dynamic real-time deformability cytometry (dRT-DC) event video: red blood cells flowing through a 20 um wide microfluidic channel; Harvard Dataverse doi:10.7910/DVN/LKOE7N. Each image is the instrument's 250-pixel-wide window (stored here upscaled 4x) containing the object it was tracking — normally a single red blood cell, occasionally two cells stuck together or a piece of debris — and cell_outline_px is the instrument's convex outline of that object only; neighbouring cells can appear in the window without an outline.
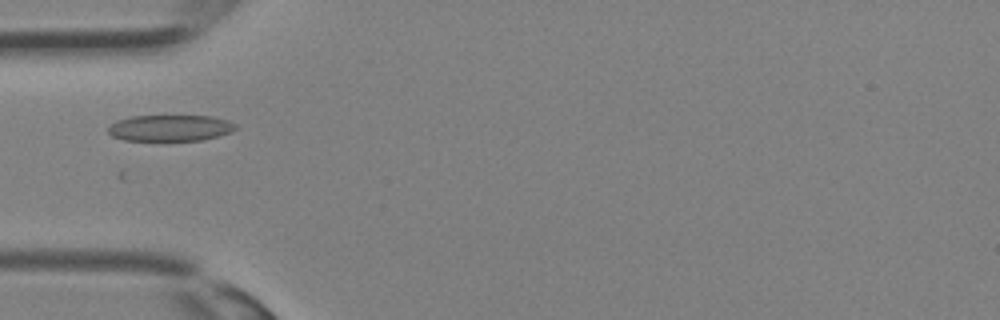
{"species": "Egyptian fruit bat (a non-hibernating species)", "species_latin": "Rousettus aegyptiacus", "temperature_condition": "room temperature", "stored_images_in_passage": 32, "camera_frame_rate_fps": 3000, "um_per_image_px": 0.085, "animal": {"sex": "female"}, "frame": {"image": 1, "passage_image": 10, "time_ms": 3.0, "image_size_px": [1000, 320], "cell_outline_px": [[236, 128], [228, 132], [216, 136], [200, 140], [124, 140], [112, 136], [108, 132], [108, 128], [116, 120], [132, 116], [212, 116], [228, 120], [236, 124]], "centroid_in_image_um": [14.43, 10.87], "position_along_channel_um": 70.6, "area_um2": 19.25}}
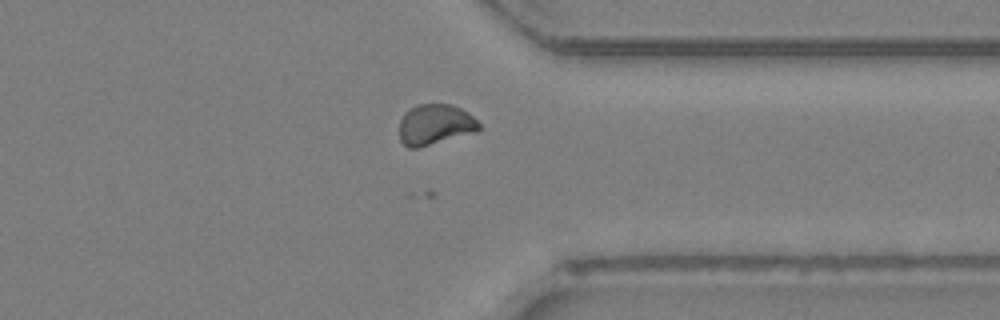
{"frame": {"image": 2, "passage_image": 25, "time_ms": 8.0, "image_size_px": [1000, 320], "cell_outline_px": [[480, 128], [476, 132], [416, 148], [408, 148], [400, 140], [400, 120], [404, 112], [416, 104], [452, 104], [468, 112], [480, 124]], "centroid_in_image_um": [36.97, 10.57], "position_along_channel_um": 374.4, "area_um2": 18.84}}
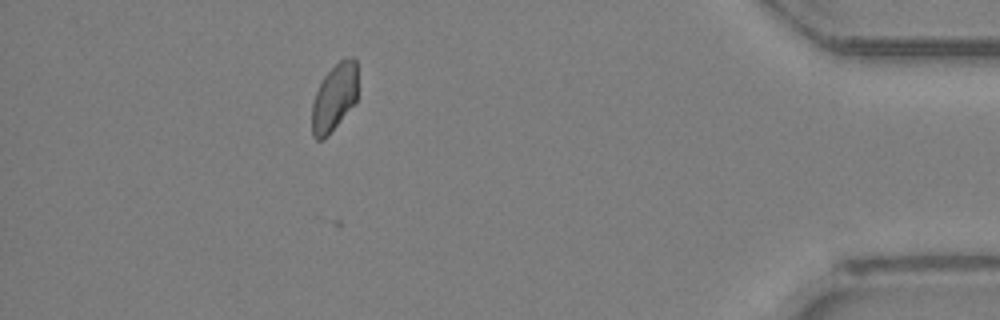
{"frame": {"image": 3, "passage_image": 29, "time_ms": 9.333, "image_size_px": [1000, 320], "cell_outline_px": [[356, 100], [328, 136], [324, 140], [316, 140], [312, 136], [312, 104], [316, 92], [324, 76], [340, 60], [352, 56], [356, 56]], "centroid_in_image_um": [28.39, 8.3], "position_along_channel_um": 406.8, "area_um2": 17.74}}